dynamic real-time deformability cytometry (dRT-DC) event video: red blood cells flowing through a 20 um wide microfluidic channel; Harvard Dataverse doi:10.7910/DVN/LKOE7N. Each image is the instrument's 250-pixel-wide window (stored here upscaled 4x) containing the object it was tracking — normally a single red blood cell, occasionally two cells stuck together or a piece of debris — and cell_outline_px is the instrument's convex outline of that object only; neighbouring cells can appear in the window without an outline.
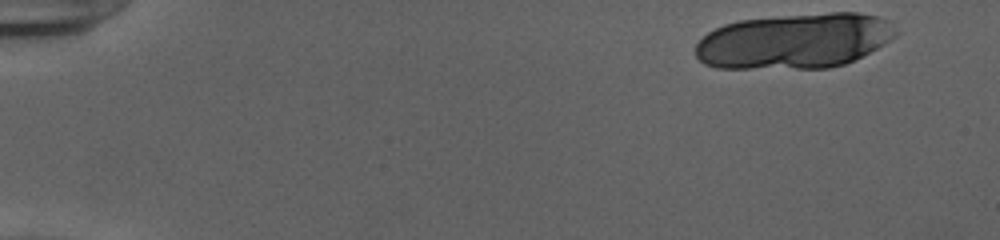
{"species": "human", "species_latin": "Homo sapiens", "temperature_condition": "cold", "stored_images_in_passage": 19, "camera_frame_rate_fps": 3000, "um_per_image_px": 0.085, "donor": {"sex": "female"}, "frame": {"image": 1, "passage_image": 1, "time_ms": 0.0, "image_size_px": [1000, 240], "cell_outline_px": [[900, 32], [896, 36], [884, 44], [844, 64], [828, 68], [716, 68], [704, 64], [696, 56], [696, 44], [708, 32], [724, 24], [740, 20], [784, 16], [832, 12], [856, 12], [880, 16]], "centroid_in_image_um": [67.53, 3.48], "position_along_channel_um": 17.5, "area_um2": 64.27}}
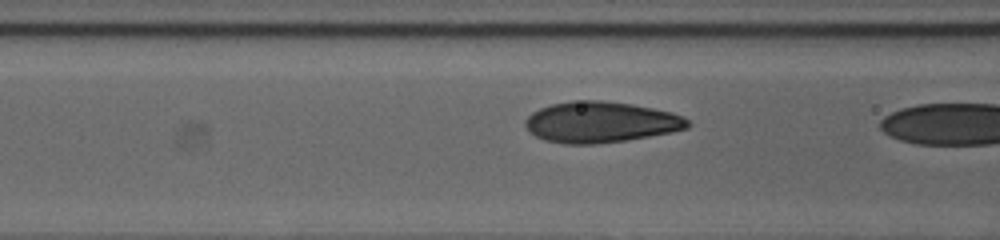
{"frame": {"image": 2, "passage_image": 18, "time_ms": 5.667, "image_size_px": [1000, 240], "cell_outline_px": [[692, 124], [688, 128], [672, 132], [624, 140], [596, 144], [564, 144], [544, 140], [536, 136], [524, 124], [524, 120], [532, 112], [540, 108], [552, 104], [572, 100], [600, 100], [632, 104], [672, 112], [684, 116]], "centroid_in_image_um": [51.07, 10.37], "position_along_channel_um": 115.5, "area_um2": 38.78}}